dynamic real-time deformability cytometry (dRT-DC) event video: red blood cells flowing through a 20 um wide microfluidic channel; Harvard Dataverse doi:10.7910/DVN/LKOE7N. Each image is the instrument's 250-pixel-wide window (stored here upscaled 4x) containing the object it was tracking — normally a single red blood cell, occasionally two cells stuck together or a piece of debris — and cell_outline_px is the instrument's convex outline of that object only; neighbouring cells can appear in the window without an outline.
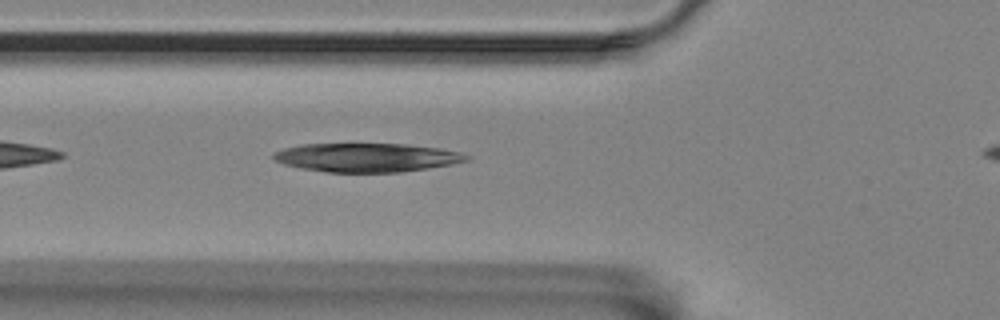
{"species": "Egyptian fruit bat (a non-hibernating species)", "species_latin": "Rousettus aegyptiacus", "temperature_condition": "room temperature", "stored_images_in_passage": 24, "camera_frame_rate_fps": 3000, "um_per_image_px": 0.085, "animal": {"sex": "female"}, "frame": {"image": 1, "passage_image": 3, "time_ms": 0.667, "image_size_px": [1000, 320], "cell_outline_px": [[472, 156], [468, 160], [452, 164], [428, 168], [400, 172], [324, 172], [300, 168], [284, 164], [276, 160], [272, 156], [272, 152], [284, 148], [300, 144], [404, 144], [440, 148], [460, 152]], "centroid_in_image_um": [31.17, 13.39], "position_along_channel_um": 94.6, "area_um2": 32.43}}
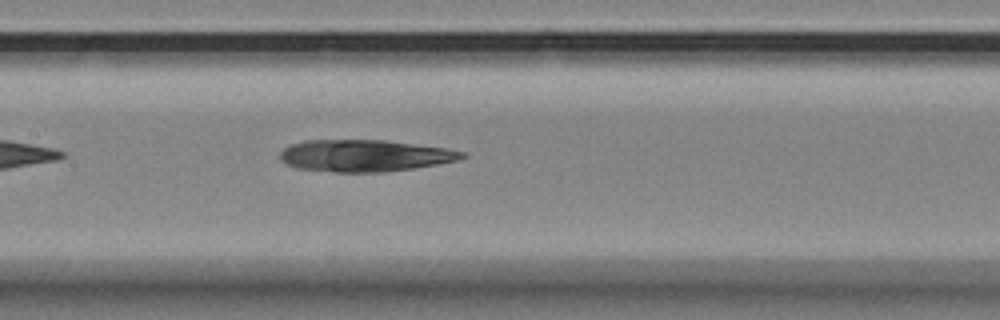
{"frame": {"image": 2, "passage_image": 10, "time_ms": 3.0, "image_size_px": [1000, 320], "cell_outline_px": [[468, 156], [460, 160], [412, 168], [384, 172], [336, 172], [300, 168], [288, 164], [280, 160], [280, 152], [284, 148], [292, 144], [304, 140], [384, 140], [448, 148], [464, 152]], "centroid_in_image_um": [31.03, 13.22], "position_along_channel_um": 176.4, "area_um2": 33.64}}
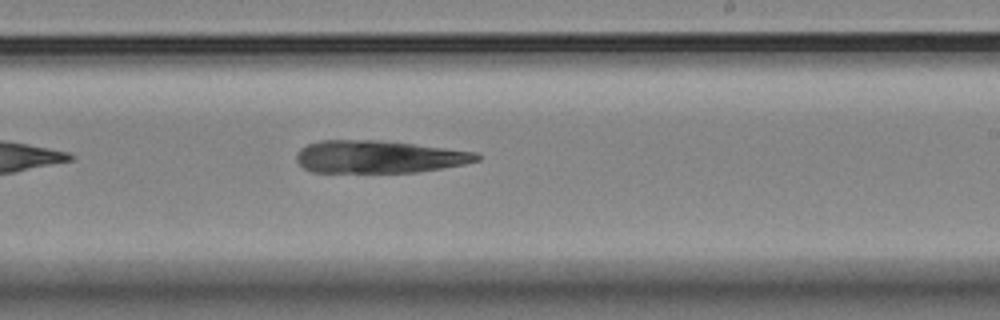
{"frame": {"image": 3, "passage_image": 17, "time_ms": 5.333, "image_size_px": [1000, 320], "cell_outline_px": [[480, 160], [464, 164], [416, 172], [312, 172], [304, 168], [296, 160], [296, 152], [300, 148], [308, 144], [320, 140], [380, 140], [476, 152], [480, 156]], "centroid_in_image_um": [32.15, 13.32], "position_along_channel_um": 256.8, "area_um2": 34.04}}